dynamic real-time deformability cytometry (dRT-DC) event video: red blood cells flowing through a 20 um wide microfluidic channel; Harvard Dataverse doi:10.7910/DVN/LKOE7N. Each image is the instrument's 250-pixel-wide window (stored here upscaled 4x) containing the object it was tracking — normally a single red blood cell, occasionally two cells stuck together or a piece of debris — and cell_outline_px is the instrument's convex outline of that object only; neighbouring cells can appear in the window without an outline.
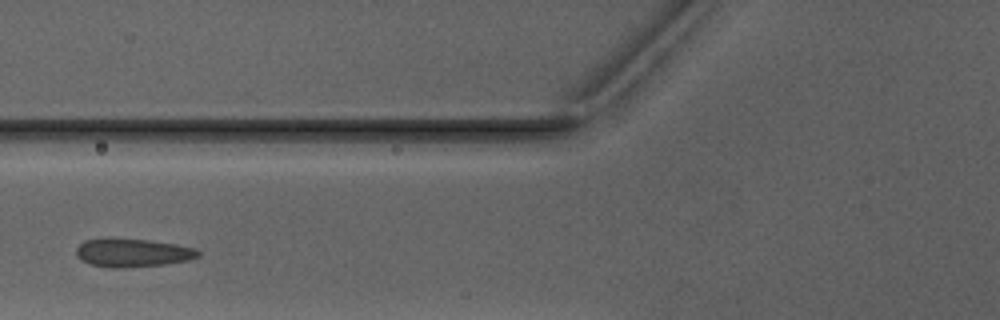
{"species": "Egyptian fruit bat (a non-hibernating species)", "species_latin": "Rousettus aegyptiacus", "temperature_condition": "warm", "stored_images_in_passage": 3, "camera_frame_rate_fps": 3000, "um_per_image_px": 0.085, "animal": {"sex": "male"}, "frame": {"image": 1, "passage_image": 3, "time_ms": 2.333, "image_size_px": [1000, 320], "cell_outline_px": [[200, 256], [188, 260], [164, 264], [116, 268], [88, 264], [80, 260], [76, 256], [76, 248], [84, 240], [148, 240], [176, 244], [196, 248], [200, 252]], "centroid_in_image_um": [11.29, 21.51], "position_along_channel_um": 114.5, "area_um2": 19.65}}